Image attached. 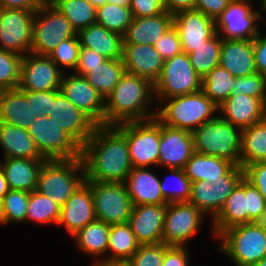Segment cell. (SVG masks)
I'll return each mask as SVG.
<instances>
[{
  "label": "cell",
  "mask_w": 266,
  "mask_h": 266,
  "mask_svg": "<svg viewBox=\"0 0 266 266\" xmlns=\"http://www.w3.org/2000/svg\"><path fill=\"white\" fill-rule=\"evenodd\" d=\"M85 181L124 183L133 165L126 135L116 125H99L81 148Z\"/></svg>",
  "instance_id": "1"
},
{
  "label": "cell",
  "mask_w": 266,
  "mask_h": 266,
  "mask_svg": "<svg viewBox=\"0 0 266 266\" xmlns=\"http://www.w3.org/2000/svg\"><path fill=\"white\" fill-rule=\"evenodd\" d=\"M154 93V84L151 81L126 72L105 99L107 102L104 110V125L153 119L156 112L151 113L147 108Z\"/></svg>",
  "instance_id": "2"
},
{
  "label": "cell",
  "mask_w": 266,
  "mask_h": 266,
  "mask_svg": "<svg viewBox=\"0 0 266 266\" xmlns=\"http://www.w3.org/2000/svg\"><path fill=\"white\" fill-rule=\"evenodd\" d=\"M235 128L220 116L203 123L193 131L195 152L241 166V129Z\"/></svg>",
  "instance_id": "3"
},
{
  "label": "cell",
  "mask_w": 266,
  "mask_h": 266,
  "mask_svg": "<svg viewBox=\"0 0 266 266\" xmlns=\"http://www.w3.org/2000/svg\"><path fill=\"white\" fill-rule=\"evenodd\" d=\"M167 99L170 102L155 116L163 125L193 132L203 123L216 118L212 113L218 106L202 90Z\"/></svg>",
  "instance_id": "4"
},
{
  "label": "cell",
  "mask_w": 266,
  "mask_h": 266,
  "mask_svg": "<svg viewBox=\"0 0 266 266\" xmlns=\"http://www.w3.org/2000/svg\"><path fill=\"white\" fill-rule=\"evenodd\" d=\"M78 170L83 171L80 177ZM84 181L85 167L82 158L46 160L38 174L36 191L62 207Z\"/></svg>",
  "instance_id": "5"
},
{
  "label": "cell",
  "mask_w": 266,
  "mask_h": 266,
  "mask_svg": "<svg viewBox=\"0 0 266 266\" xmlns=\"http://www.w3.org/2000/svg\"><path fill=\"white\" fill-rule=\"evenodd\" d=\"M219 237L222 238V252L236 266H250L266 258V230L257 222L230 227Z\"/></svg>",
  "instance_id": "6"
},
{
  "label": "cell",
  "mask_w": 266,
  "mask_h": 266,
  "mask_svg": "<svg viewBox=\"0 0 266 266\" xmlns=\"http://www.w3.org/2000/svg\"><path fill=\"white\" fill-rule=\"evenodd\" d=\"M28 132L46 160L81 158V147L50 116L35 118Z\"/></svg>",
  "instance_id": "7"
},
{
  "label": "cell",
  "mask_w": 266,
  "mask_h": 266,
  "mask_svg": "<svg viewBox=\"0 0 266 266\" xmlns=\"http://www.w3.org/2000/svg\"><path fill=\"white\" fill-rule=\"evenodd\" d=\"M76 35V31L63 14L54 6L42 4L35 11L30 53L48 55L62 41Z\"/></svg>",
  "instance_id": "8"
},
{
  "label": "cell",
  "mask_w": 266,
  "mask_h": 266,
  "mask_svg": "<svg viewBox=\"0 0 266 266\" xmlns=\"http://www.w3.org/2000/svg\"><path fill=\"white\" fill-rule=\"evenodd\" d=\"M202 90V78L194 70L188 54L182 52L164 62L159 79L154 84V94L161 100L192 94Z\"/></svg>",
  "instance_id": "9"
},
{
  "label": "cell",
  "mask_w": 266,
  "mask_h": 266,
  "mask_svg": "<svg viewBox=\"0 0 266 266\" xmlns=\"http://www.w3.org/2000/svg\"><path fill=\"white\" fill-rule=\"evenodd\" d=\"M116 126L126 135L133 168L158 165L160 122L155 117L146 122H126Z\"/></svg>",
  "instance_id": "10"
},
{
  "label": "cell",
  "mask_w": 266,
  "mask_h": 266,
  "mask_svg": "<svg viewBox=\"0 0 266 266\" xmlns=\"http://www.w3.org/2000/svg\"><path fill=\"white\" fill-rule=\"evenodd\" d=\"M86 182L91 187L97 220L109 225L129 222L133 205L124 183Z\"/></svg>",
  "instance_id": "11"
},
{
  "label": "cell",
  "mask_w": 266,
  "mask_h": 266,
  "mask_svg": "<svg viewBox=\"0 0 266 266\" xmlns=\"http://www.w3.org/2000/svg\"><path fill=\"white\" fill-rule=\"evenodd\" d=\"M36 10L0 8V48L20 56L30 53Z\"/></svg>",
  "instance_id": "12"
},
{
  "label": "cell",
  "mask_w": 266,
  "mask_h": 266,
  "mask_svg": "<svg viewBox=\"0 0 266 266\" xmlns=\"http://www.w3.org/2000/svg\"><path fill=\"white\" fill-rule=\"evenodd\" d=\"M242 178L243 168L233 166L216 181L193 182L188 202L195 205L203 214L208 212L215 217Z\"/></svg>",
  "instance_id": "13"
},
{
  "label": "cell",
  "mask_w": 266,
  "mask_h": 266,
  "mask_svg": "<svg viewBox=\"0 0 266 266\" xmlns=\"http://www.w3.org/2000/svg\"><path fill=\"white\" fill-rule=\"evenodd\" d=\"M203 213L189 202L167 204L162 242L168 246H185L197 232Z\"/></svg>",
  "instance_id": "14"
},
{
  "label": "cell",
  "mask_w": 266,
  "mask_h": 266,
  "mask_svg": "<svg viewBox=\"0 0 266 266\" xmlns=\"http://www.w3.org/2000/svg\"><path fill=\"white\" fill-rule=\"evenodd\" d=\"M47 56L29 53L21 62L20 83L22 91L60 90L63 74Z\"/></svg>",
  "instance_id": "15"
},
{
  "label": "cell",
  "mask_w": 266,
  "mask_h": 266,
  "mask_svg": "<svg viewBox=\"0 0 266 266\" xmlns=\"http://www.w3.org/2000/svg\"><path fill=\"white\" fill-rule=\"evenodd\" d=\"M247 3V0H231L215 19L216 33L219 34V29L225 32L226 36L222 39L253 40L260 33L255 21L261 15L258 11L253 12Z\"/></svg>",
  "instance_id": "16"
},
{
  "label": "cell",
  "mask_w": 266,
  "mask_h": 266,
  "mask_svg": "<svg viewBox=\"0 0 266 266\" xmlns=\"http://www.w3.org/2000/svg\"><path fill=\"white\" fill-rule=\"evenodd\" d=\"M60 92L97 126L104 125L105 100L81 75L63 74Z\"/></svg>",
  "instance_id": "17"
},
{
  "label": "cell",
  "mask_w": 266,
  "mask_h": 266,
  "mask_svg": "<svg viewBox=\"0 0 266 266\" xmlns=\"http://www.w3.org/2000/svg\"><path fill=\"white\" fill-rule=\"evenodd\" d=\"M173 25L179 34L182 50L187 54L216 34L215 19L197 10H183L173 14Z\"/></svg>",
  "instance_id": "18"
},
{
  "label": "cell",
  "mask_w": 266,
  "mask_h": 266,
  "mask_svg": "<svg viewBox=\"0 0 266 266\" xmlns=\"http://www.w3.org/2000/svg\"><path fill=\"white\" fill-rule=\"evenodd\" d=\"M194 152L193 132L160 123L158 165L168 169H184Z\"/></svg>",
  "instance_id": "19"
},
{
  "label": "cell",
  "mask_w": 266,
  "mask_h": 266,
  "mask_svg": "<svg viewBox=\"0 0 266 266\" xmlns=\"http://www.w3.org/2000/svg\"><path fill=\"white\" fill-rule=\"evenodd\" d=\"M50 117L57 123L81 148L92 136L97 125L61 92L51 100Z\"/></svg>",
  "instance_id": "20"
},
{
  "label": "cell",
  "mask_w": 266,
  "mask_h": 266,
  "mask_svg": "<svg viewBox=\"0 0 266 266\" xmlns=\"http://www.w3.org/2000/svg\"><path fill=\"white\" fill-rule=\"evenodd\" d=\"M95 220L93 194L90 185L84 181L61 207L57 224L64 225L74 235Z\"/></svg>",
  "instance_id": "21"
},
{
  "label": "cell",
  "mask_w": 266,
  "mask_h": 266,
  "mask_svg": "<svg viewBox=\"0 0 266 266\" xmlns=\"http://www.w3.org/2000/svg\"><path fill=\"white\" fill-rule=\"evenodd\" d=\"M167 204L133 206L129 224L140 245L162 243Z\"/></svg>",
  "instance_id": "22"
},
{
  "label": "cell",
  "mask_w": 266,
  "mask_h": 266,
  "mask_svg": "<svg viewBox=\"0 0 266 266\" xmlns=\"http://www.w3.org/2000/svg\"><path fill=\"white\" fill-rule=\"evenodd\" d=\"M122 61L127 73L147 78L153 84L159 79L165 62L151 44H123Z\"/></svg>",
  "instance_id": "23"
},
{
  "label": "cell",
  "mask_w": 266,
  "mask_h": 266,
  "mask_svg": "<svg viewBox=\"0 0 266 266\" xmlns=\"http://www.w3.org/2000/svg\"><path fill=\"white\" fill-rule=\"evenodd\" d=\"M218 110L224 115L223 120L243 130L259 124L266 118V106L257 98L248 95L231 94Z\"/></svg>",
  "instance_id": "24"
},
{
  "label": "cell",
  "mask_w": 266,
  "mask_h": 266,
  "mask_svg": "<svg viewBox=\"0 0 266 266\" xmlns=\"http://www.w3.org/2000/svg\"><path fill=\"white\" fill-rule=\"evenodd\" d=\"M219 65L234 77H245L257 72L253 40L222 39Z\"/></svg>",
  "instance_id": "25"
},
{
  "label": "cell",
  "mask_w": 266,
  "mask_h": 266,
  "mask_svg": "<svg viewBox=\"0 0 266 266\" xmlns=\"http://www.w3.org/2000/svg\"><path fill=\"white\" fill-rule=\"evenodd\" d=\"M124 185L133 206L167 204L160 190V179L145 167L133 168Z\"/></svg>",
  "instance_id": "26"
},
{
  "label": "cell",
  "mask_w": 266,
  "mask_h": 266,
  "mask_svg": "<svg viewBox=\"0 0 266 266\" xmlns=\"http://www.w3.org/2000/svg\"><path fill=\"white\" fill-rule=\"evenodd\" d=\"M37 118L26 91L19 88L0 90V123L21 127L28 130Z\"/></svg>",
  "instance_id": "27"
},
{
  "label": "cell",
  "mask_w": 266,
  "mask_h": 266,
  "mask_svg": "<svg viewBox=\"0 0 266 266\" xmlns=\"http://www.w3.org/2000/svg\"><path fill=\"white\" fill-rule=\"evenodd\" d=\"M46 159L5 158L0 162L11 190L32 192L37 188L38 174Z\"/></svg>",
  "instance_id": "28"
},
{
  "label": "cell",
  "mask_w": 266,
  "mask_h": 266,
  "mask_svg": "<svg viewBox=\"0 0 266 266\" xmlns=\"http://www.w3.org/2000/svg\"><path fill=\"white\" fill-rule=\"evenodd\" d=\"M172 26L173 14L167 11L153 17H133L132 23L123 35V44L154 45Z\"/></svg>",
  "instance_id": "29"
},
{
  "label": "cell",
  "mask_w": 266,
  "mask_h": 266,
  "mask_svg": "<svg viewBox=\"0 0 266 266\" xmlns=\"http://www.w3.org/2000/svg\"><path fill=\"white\" fill-rule=\"evenodd\" d=\"M213 221L217 236L230 227L248 223L247 181L244 178L233 189Z\"/></svg>",
  "instance_id": "30"
},
{
  "label": "cell",
  "mask_w": 266,
  "mask_h": 266,
  "mask_svg": "<svg viewBox=\"0 0 266 266\" xmlns=\"http://www.w3.org/2000/svg\"><path fill=\"white\" fill-rule=\"evenodd\" d=\"M81 47L92 49L107 59H122L123 36L95 23L77 33Z\"/></svg>",
  "instance_id": "31"
},
{
  "label": "cell",
  "mask_w": 266,
  "mask_h": 266,
  "mask_svg": "<svg viewBox=\"0 0 266 266\" xmlns=\"http://www.w3.org/2000/svg\"><path fill=\"white\" fill-rule=\"evenodd\" d=\"M0 145L5 158L44 159L28 130L18 126L0 123Z\"/></svg>",
  "instance_id": "32"
},
{
  "label": "cell",
  "mask_w": 266,
  "mask_h": 266,
  "mask_svg": "<svg viewBox=\"0 0 266 266\" xmlns=\"http://www.w3.org/2000/svg\"><path fill=\"white\" fill-rule=\"evenodd\" d=\"M234 165L215 156L194 152L184 167L185 175L193 182L216 181L224 176Z\"/></svg>",
  "instance_id": "33"
},
{
  "label": "cell",
  "mask_w": 266,
  "mask_h": 266,
  "mask_svg": "<svg viewBox=\"0 0 266 266\" xmlns=\"http://www.w3.org/2000/svg\"><path fill=\"white\" fill-rule=\"evenodd\" d=\"M140 244L132 232L129 223L110 225L107 252H112V257L97 263L127 262L138 250ZM111 250V251H110Z\"/></svg>",
  "instance_id": "34"
},
{
  "label": "cell",
  "mask_w": 266,
  "mask_h": 266,
  "mask_svg": "<svg viewBox=\"0 0 266 266\" xmlns=\"http://www.w3.org/2000/svg\"><path fill=\"white\" fill-rule=\"evenodd\" d=\"M125 74L122 59H107L84 77L105 100Z\"/></svg>",
  "instance_id": "35"
},
{
  "label": "cell",
  "mask_w": 266,
  "mask_h": 266,
  "mask_svg": "<svg viewBox=\"0 0 266 266\" xmlns=\"http://www.w3.org/2000/svg\"><path fill=\"white\" fill-rule=\"evenodd\" d=\"M266 162V118L241 130V167Z\"/></svg>",
  "instance_id": "36"
},
{
  "label": "cell",
  "mask_w": 266,
  "mask_h": 266,
  "mask_svg": "<svg viewBox=\"0 0 266 266\" xmlns=\"http://www.w3.org/2000/svg\"><path fill=\"white\" fill-rule=\"evenodd\" d=\"M109 232L110 225L96 219L80 229L73 237L83 252L99 256L107 251Z\"/></svg>",
  "instance_id": "37"
},
{
  "label": "cell",
  "mask_w": 266,
  "mask_h": 266,
  "mask_svg": "<svg viewBox=\"0 0 266 266\" xmlns=\"http://www.w3.org/2000/svg\"><path fill=\"white\" fill-rule=\"evenodd\" d=\"M78 33L96 23L97 8L87 0H59L53 5Z\"/></svg>",
  "instance_id": "38"
},
{
  "label": "cell",
  "mask_w": 266,
  "mask_h": 266,
  "mask_svg": "<svg viewBox=\"0 0 266 266\" xmlns=\"http://www.w3.org/2000/svg\"><path fill=\"white\" fill-rule=\"evenodd\" d=\"M221 45L222 39L216 33L203 45L194 48V51L188 54L191 65L202 79L219 65Z\"/></svg>",
  "instance_id": "39"
},
{
  "label": "cell",
  "mask_w": 266,
  "mask_h": 266,
  "mask_svg": "<svg viewBox=\"0 0 266 266\" xmlns=\"http://www.w3.org/2000/svg\"><path fill=\"white\" fill-rule=\"evenodd\" d=\"M234 80L232 74L218 65L202 79V91L219 106L231 95V85Z\"/></svg>",
  "instance_id": "40"
},
{
  "label": "cell",
  "mask_w": 266,
  "mask_h": 266,
  "mask_svg": "<svg viewBox=\"0 0 266 266\" xmlns=\"http://www.w3.org/2000/svg\"><path fill=\"white\" fill-rule=\"evenodd\" d=\"M133 15L130 6H119L114 3L97 7L96 23L108 29L124 35L128 26L132 23Z\"/></svg>",
  "instance_id": "41"
},
{
  "label": "cell",
  "mask_w": 266,
  "mask_h": 266,
  "mask_svg": "<svg viewBox=\"0 0 266 266\" xmlns=\"http://www.w3.org/2000/svg\"><path fill=\"white\" fill-rule=\"evenodd\" d=\"M61 206L51 198L34 190L29 193L27 204L26 220L37 221L40 223H58Z\"/></svg>",
  "instance_id": "42"
},
{
  "label": "cell",
  "mask_w": 266,
  "mask_h": 266,
  "mask_svg": "<svg viewBox=\"0 0 266 266\" xmlns=\"http://www.w3.org/2000/svg\"><path fill=\"white\" fill-rule=\"evenodd\" d=\"M29 193L22 190H9L0 202V224L9 221L23 222L26 220Z\"/></svg>",
  "instance_id": "43"
},
{
  "label": "cell",
  "mask_w": 266,
  "mask_h": 266,
  "mask_svg": "<svg viewBox=\"0 0 266 266\" xmlns=\"http://www.w3.org/2000/svg\"><path fill=\"white\" fill-rule=\"evenodd\" d=\"M22 58L0 48V90L18 88Z\"/></svg>",
  "instance_id": "44"
},
{
  "label": "cell",
  "mask_w": 266,
  "mask_h": 266,
  "mask_svg": "<svg viewBox=\"0 0 266 266\" xmlns=\"http://www.w3.org/2000/svg\"><path fill=\"white\" fill-rule=\"evenodd\" d=\"M231 94H245L257 98L266 106V76L255 72L245 77H235Z\"/></svg>",
  "instance_id": "45"
},
{
  "label": "cell",
  "mask_w": 266,
  "mask_h": 266,
  "mask_svg": "<svg viewBox=\"0 0 266 266\" xmlns=\"http://www.w3.org/2000/svg\"><path fill=\"white\" fill-rule=\"evenodd\" d=\"M80 41L78 35L69 38L65 41H62L56 48H54L47 56L59 67L63 65L67 68L76 69L79 50H80Z\"/></svg>",
  "instance_id": "46"
},
{
  "label": "cell",
  "mask_w": 266,
  "mask_h": 266,
  "mask_svg": "<svg viewBox=\"0 0 266 266\" xmlns=\"http://www.w3.org/2000/svg\"><path fill=\"white\" fill-rule=\"evenodd\" d=\"M171 175L177 182V189L173 192H169L166 182L160 180V190L163 198L166 200L167 204L170 203H179V202H188L191 196L192 182L185 175L184 169H169Z\"/></svg>",
  "instance_id": "47"
},
{
  "label": "cell",
  "mask_w": 266,
  "mask_h": 266,
  "mask_svg": "<svg viewBox=\"0 0 266 266\" xmlns=\"http://www.w3.org/2000/svg\"><path fill=\"white\" fill-rule=\"evenodd\" d=\"M167 247L168 245L163 242L140 245L127 263L130 266H162Z\"/></svg>",
  "instance_id": "48"
},
{
  "label": "cell",
  "mask_w": 266,
  "mask_h": 266,
  "mask_svg": "<svg viewBox=\"0 0 266 266\" xmlns=\"http://www.w3.org/2000/svg\"><path fill=\"white\" fill-rule=\"evenodd\" d=\"M153 46L160 53L164 61L183 52L181 40L174 25Z\"/></svg>",
  "instance_id": "49"
},
{
  "label": "cell",
  "mask_w": 266,
  "mask_h": 266,
  "mask_svg": "<svg viewBox=\"0 0 266 266\" xmlns=\"http://www.w3.org/2000/svg\"><path fill=\"white\" fill-rule=\"evenodd\" d=\"M60 93V90L26 91L28 102H31L37 117L50 116L51 100Z\"/></svg>",
  "instance_id": "50"
},
{
  "label": "cell",
  "mask_w": 266,
  "mask_h": 266,
  "mask_svg": "<svg viewBox=\"0 0 266 266\" xmlns=\"http://www.w3.org/2000/svg\"><path fill=\"white\" fill-rule=\"evenodd\" d=\"M243 168V178L256 187L266 201V162H256Z\"/></svg>",
  "instance_id": "51"
},
{
  "label": "cell",
  "mask_w": 266,
  "mask_h": 266,
  "mask_svg": "<svg viewBox=\"0 0 266 266\" xmlns=\"http://www.w3.org/2000/svg\"><path fill=\"white\" fill-rule=\"evenodd\" d=\"M130 9L135 18L153 17L166 12L163 0H131Z\"/></svg>",
  "instance_id": "52"
},
{
  "label": "cell",
  "mask_w": 266,
  "mask_h": 266,
  "mask_svg": "<svg viewBox=\"0 0 266 266\" xmlns=\"http://www.w3.org/2000/svg\"><path fill=\"white\" fill-rule=\"evenodd\" d=\"M266 208V201L259 190L247 182L248 223L257 222Z\"/></svg>",
  "instance_id": "53"
},
{
  "label": "cell",
  "mask_w": 266,
  "mask_h": 266,
  "mask_svg": "<svg viewBox=\"0 0 266 266\" xmlns=\"http://www.w3.org/2000/svg\"><path fill=\"white\" fill-rule=\"evenodd\" d=\"M107 58L93 51L92 49L80 47L79 58L75 74L85 76L88 72L102 64Z\"/></svg>",
  "instance_id": "54"
},
{
  "label": "cell",
  "mask_w": 266,
  "mask_h": 266,
  "mask_svg": "<svg viewBox=\"0 0 266 266\" xmlns=\"http://www.w3.org/2000/svg\"><path fill=\"white\" fill-rule=\"evenodd\" d=\"M231 0H195L194 10L216 19L229 5Z\"/></svg>",
  "instance_id": "55"
},
{
  "label": "cell",
  "mask_w": 266,
  "mask_h": 266,
  "mask_svg": "<svg viewBox=\"0 0 266 266\" xmlns=\"http://www.w3.org/2000/svg\"><path fill=\"white\" fill-rule=\"evenodd\" d=\"M184 246H168L162 266H188V256Z\"/></svg>",
  "instance_id": "56"
},
{
  "label": "cell",
  "mask_w": 266,
  "mask_h": 266,
  "mask_svg": "<svg viewBox=\"0 0 266 266\" xmlns=\"http://www.w3.org/2000/svg\"><path fill=\"white\" fill-rule=\"evenodd\" d=\"M260 34L253 39L254 60L257 72L266 76V36Z\"/></svg>",
  "instance_id": "57"
},
{
  "label": "cell",
  "mask_w": 266,
  "mask_h": 266,
  "mask_svg": "<svg viewBox=\"0 0 266 266\" xmlns=\"http://www.w3.org/2000/svg\"><path fill=\"white\" fill-rule=\"evenodd\" d=\"M42 0H0V8L37 10Z\"/></svg>",
  "instance_id": "58"
},
{
  "label": "cell",
  "mask_w": 266,
  "mask_h": 266,
  "mask_svg": "<svg viewBox=\"0 0 266 266\" xmlns=\"http://www.w3.org/2000/svg\"><path fill=\"white\" fill-rule=\"evenodd\" d=\"M165 10L175 14L183 10H194L195 0H163Z\"/></svg>",
  "instance_id": "59"
},
{
  "label": "cell",
  "mask_w": 266,
  "mask_h": 266,
  "mask_svg": "<svg viewBox=\"0 0 266 266\" xmlns=\"http://www.w3.org/2000/svg\"><path fill=\"white\" fill-rule=\"evenodd\" d=\"M8 183L5 179L3 170L0 167V202L2 197L9 191Z\"/></svg>",
  "instance_id": "60"
},
{
  "label": "cell",
  "mask_w": 266,
  "mask_h": 266,
  "mask_svg": "<svg viewBox=\"0 0 266 266\" xmlns=\"http://www.w3.org/2000/svg\"><path fill=\"white\" fill-rule=\"evenodd\" d=\"M108 2L117 4L119 6H130L131 0H108Z\"/></svg>",
  "instance_id": "61"
},
{
  "label": "cell",
  "mask_w": 266,
  "mask_h": 266,
  "mask_svg": "<svg viewBox=\"0 0 266 266\" xmlns=\"http://www.w3.org/2000/svg\"><path fill=\"white\" fill-rule=\"evenodd\" d=\"M95 266H130L127 262H112L106 264H95Z\"/></svg>",
  "instance_id": "62"
},
{
  "label": "cell",
  "mask_w": 266,
  "mask_h": 266,
  "mask_svg": "<svg viewBox=\"0 0 266 266\" xmlns=\"http://www.w3.org/2000/svg\"><path fill=\"white\" fill-rule=\"evenodd\" d=\"M257 223L266 230V208L262 213L261 218L257 221Z\"/></svg>",
  "instance_id": "63"
},
{
  "label": "cell",
  "mask_w": 266,
  "mask_h": 266,
  "mask_svg": "<svg viewBox=\"0 0 266 266\" xmlns=\"http://www.w3.org/2000/svg\"><path fill=\"white\" fill-rule=\"evenodd\" d=\"M87 1L90 2L96 8L108 2V0H87Z\"/></svg>",
  "instance_id": "64"
},
{
  "label": "cell",
  "mask_w": 266,
  "mask_h": 266,
  "mask_svg": "<svg viewBox=\"0 0 266 266\" xmlns=\"http://www.w3.org/2000/svg\"><path fill=\"white\" fill-rule=\"evenodd\" d=\"M57 1H59V0H42V3L45 5L53 6Z\"/></svg>",
  "instance_id": "65"
},
{
  "label": "cell",
  "mask_w": 266,
  "mask_h": 266,
  "mask_svg": "<svg viewBox=\"0 0 266 266\" xmlns=\"http://www.w3.org/2000/svg\"><path fill=\"white\" fill-rule=\"evenodd\" d=\"M250 266H266V258L265 259H262L261 261L257 262V263H254Z\"/></svg>",
  "instance_id": "66"
},
{
  "label": "cell",
  "mask_w": 266,
  "mask_h": 266,
  "mask_svg": "<svg viewBox=\"0 0 266 266\" xmlns=\"http://www.w3.org/2000/svg\"><path fill=\"white\" fill-rule=\"evenodd\" d=\"M261 6L266 10V0H260Z\"/></svg>",
  "instance_id": "67"
}]
</instances>
